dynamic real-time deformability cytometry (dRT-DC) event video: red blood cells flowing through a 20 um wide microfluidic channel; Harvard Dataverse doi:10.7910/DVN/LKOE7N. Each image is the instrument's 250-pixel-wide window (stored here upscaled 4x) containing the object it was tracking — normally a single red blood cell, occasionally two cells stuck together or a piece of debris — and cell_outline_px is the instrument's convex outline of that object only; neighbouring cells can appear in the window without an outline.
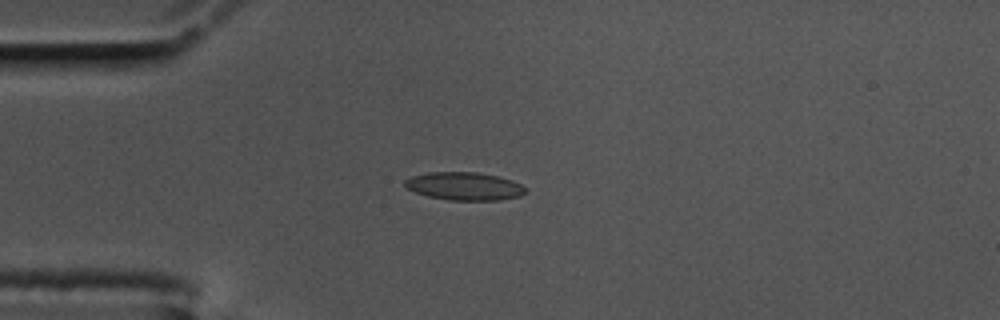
{"species": "common noctule bat (a hibernating species)", "species_latin": "Nyctalus noctula", "temperature_condition": "cold", "stored_images_in_passage": 44, "camera_frame_rate_fps": 3000, "um_per_image_px": 0.085, "animal": {"sex": "male", "body_mass_g": 17.5, "forearm_length_mm": 52.3}, "frame": {"image": 1, "passage_image": 1, "time_ms": 0.0, "image_size_px": [1000, 320], "cell_outline_px": [[524, 192], [520, 196], [500, 200], [448, 200], [428, 196], [404, 188], [404, 180], [412, 176], [428, 172], [476, 172], [496, 176], [512, 180], [520, 184], [524, 188]], "centroid_in_image_um": [39.42, 15.82], "position_along_channel_um": 45.6, "area_um2": 19.59}}
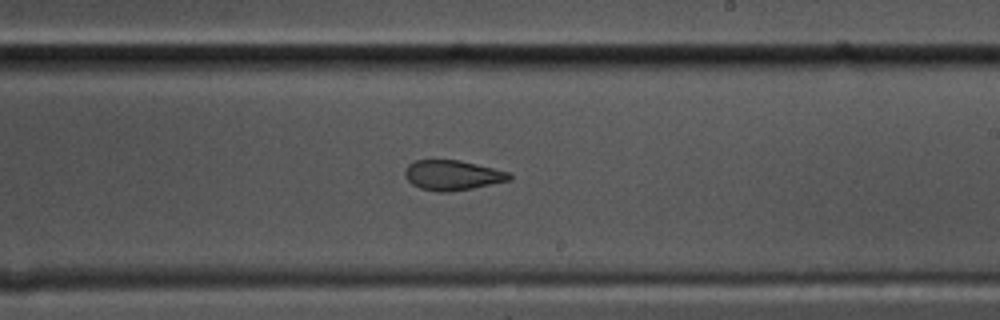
{"frame": {"image": 2, "passage_image": 20, "time_ms": 6.333, "image_size_px": [1000, 320], "cell_outline_px": [[512, 180], [472, 188], [448, 192], [436, 192], [420, 188], [412, 184], [404, 176], [404, 168], [408, 164], [416, 160], [460, 160], [508, 172], [512, 176]], "centroid_in_image_um": [38.43, 14.89], "position_along_channel_um": 250.6, "area_um2": 18.26}}
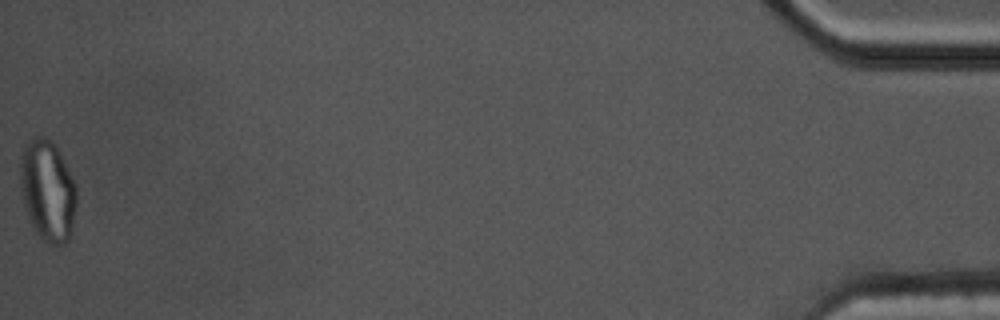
{"frame": {"image": 3, "passage_image": 44, "time_ms": 14.333, "image_size_px": [1000, 320], "cell_outline_px": [[76, 204], [72, 232], [68, 240], [64, 244], [48, 244], [36, 232], [32, 224], [20, 188], [20, 168], [24, 144], [32, 136], [44, 136], [60, 152], [64, 160], [76, 188]], "centroid_in_image_um": [4.06, 16.19], "position_along_channel_um": 431.1, "area_um2": 32.77}, "authors_computed_cell_mechanics": {"area_um2": 19.2185, "velocity_mm_per_s": 3.4922, "shape_relaxation_time_tau1_ms": null, "shape_relaxation_time_tau2_ms": 1.6931, "deformation_change_tau1": null, "deformation_change_tau2": 0.0814}}